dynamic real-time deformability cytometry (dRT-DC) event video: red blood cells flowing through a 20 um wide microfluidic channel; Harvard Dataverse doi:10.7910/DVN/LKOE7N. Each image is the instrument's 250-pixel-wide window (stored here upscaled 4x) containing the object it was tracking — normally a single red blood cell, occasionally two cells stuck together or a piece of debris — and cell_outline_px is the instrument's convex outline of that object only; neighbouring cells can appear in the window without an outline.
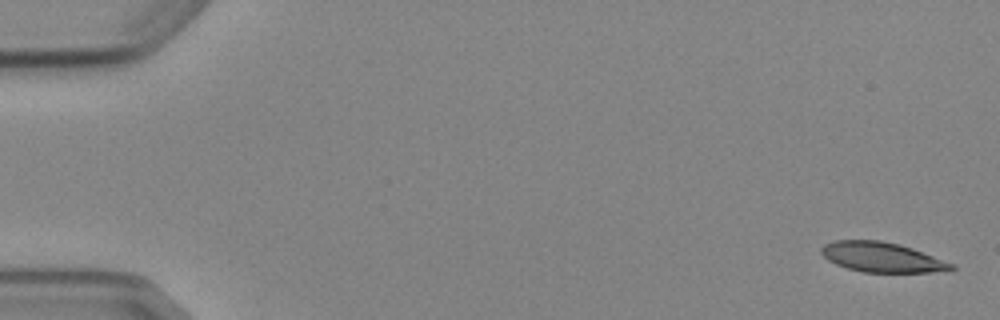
{"species": "Egyptian fruit bat (a non-hibernating species)", "species_latin": "Rousettus aegyptiacus", "temperature_condition": "cold", "stored_images_in_passage": 3, "camera_frame_rate_fps": 3000, "um_per_image_px": 0.085, "animal": {"sex": "female"}, "frame": {"image": 1, "passage_image": 1, "time_ms": 0.0, "image_size_px": [1000, 320], "cell_outline_px": [[956, 268], [932, 272], [864, 272], [848, 268], [836, 264], [828, 260], [820, 252], [820, 248], [824, 244], [832, 240], [880, 240], [900, 244], [912, 248], [956, 264]], "centroid_in_image_um": [74.95, 21.85], "position_along_channel_um": 10.1, "area_um2": 22.66}}